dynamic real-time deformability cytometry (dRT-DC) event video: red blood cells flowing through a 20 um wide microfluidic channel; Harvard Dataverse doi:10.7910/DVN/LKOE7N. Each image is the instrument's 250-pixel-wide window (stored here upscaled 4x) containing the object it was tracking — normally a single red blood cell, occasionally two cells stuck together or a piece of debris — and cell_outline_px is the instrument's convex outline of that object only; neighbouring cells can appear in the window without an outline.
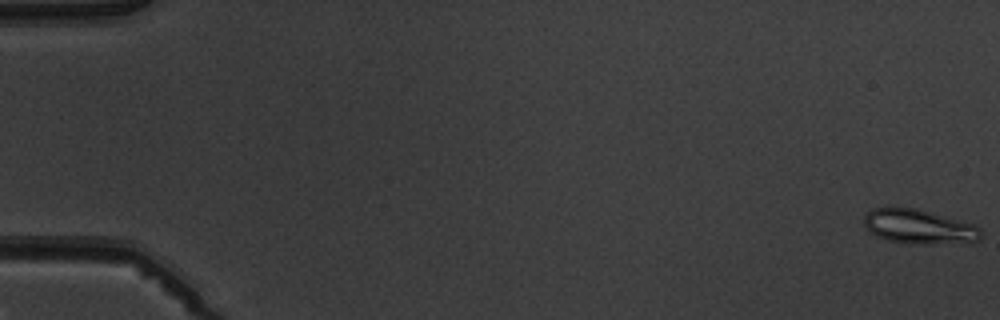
{"species": "common noctule bat (a hibernating species)", "species_latin": "Nyctalus noctula", "temperature_condition": "warm", "stored_images_in_passage": 6, "camera_frame_rate_fps": 3000, "um_per_image_px": 0.085, "animal": {"sex": "male", "body_mass_g": 19.5, "forearm_length_mm": 54.6}, "frame": {"image": 1, "passage_image": 1, "time_ms": 0.0, "image_size_px": [1000, 320], "cell_outline_px": [[980, 240], [924, 244], [908, 244], [888, 240], [876, 236], [864, 224], [864, 216], [872, 208], [916, 208], [976, 224], [980, 228]], "centroid_in_image_um": [78.1, 19.26], "position_along_channel_um": 6.9, "area_um2": 23.12}}
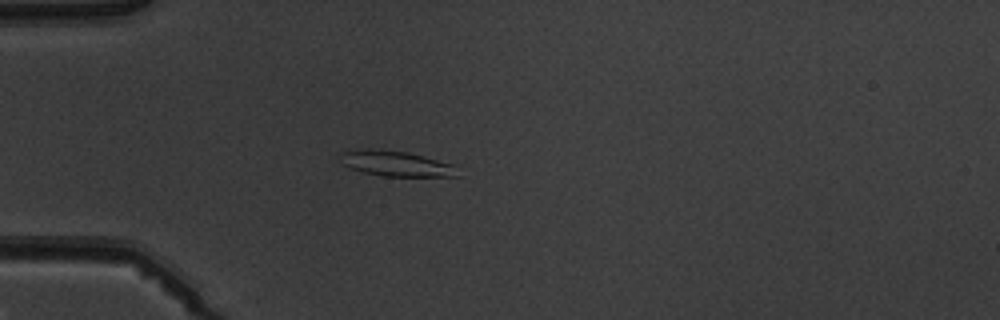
{"frame": {"image": 2, "passage_image": 5, "time_ms": 5.0, "image_size_px": [1000, 320], "cell_outline_px": [[460, 176], [384, 176], [364, 172], [352, 168], [344, 164], [340, 156], [340, 152], [364, 148], [368, 148], [408, 152], [456, 164]], "centroid_in_image_um": [33.73, 13.89], "position_along_channel_um": 51.3, "area_um2": 17.4}}